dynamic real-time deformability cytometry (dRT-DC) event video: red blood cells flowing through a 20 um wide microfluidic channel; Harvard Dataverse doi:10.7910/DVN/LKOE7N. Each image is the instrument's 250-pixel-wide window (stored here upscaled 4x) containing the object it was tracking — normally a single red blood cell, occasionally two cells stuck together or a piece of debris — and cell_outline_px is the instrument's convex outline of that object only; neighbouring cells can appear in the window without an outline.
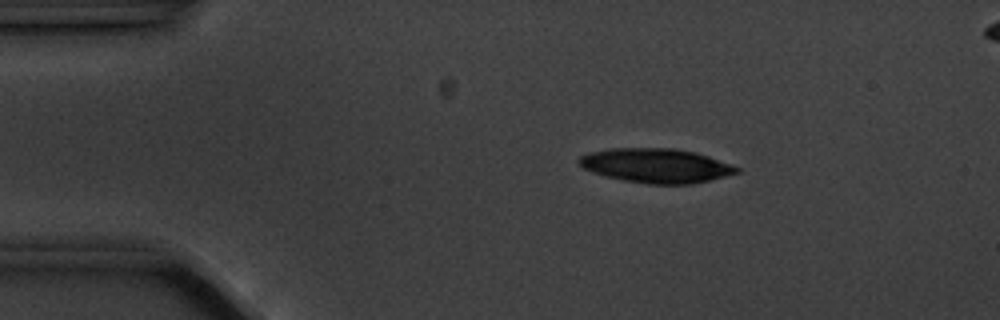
{"species": "common noctule bat (a hibernating species)", "species_latin": "Nyctalus noctula", "temperature_condition": "cold", "stored_images_in_passage": 6, "camera_frame_rate_fps": 3000, "um_per_image_px": 0.085, "animal": {"sex": "male", "body_mass_g": 20.1, "forearm_length_mm": 53.5}, "frame": {"image": 1, "passage_image": 3, "time_ms": 2.333, "image_size_px": [1000, 320], "cell_outline_px": [[740, 172], [692, 184], [648, 184], [624, 180], [608, 176], [584, 168], [576, 164], [576, 160], [580, 156], [588, 152], [612, 148], [672, 148], [696, 152], [732, 164], [740, 168]], "centroid_in_image_um": [55.76, 14.06], "position_along_channel_um": 29.2, "area_um2": 31.44}}